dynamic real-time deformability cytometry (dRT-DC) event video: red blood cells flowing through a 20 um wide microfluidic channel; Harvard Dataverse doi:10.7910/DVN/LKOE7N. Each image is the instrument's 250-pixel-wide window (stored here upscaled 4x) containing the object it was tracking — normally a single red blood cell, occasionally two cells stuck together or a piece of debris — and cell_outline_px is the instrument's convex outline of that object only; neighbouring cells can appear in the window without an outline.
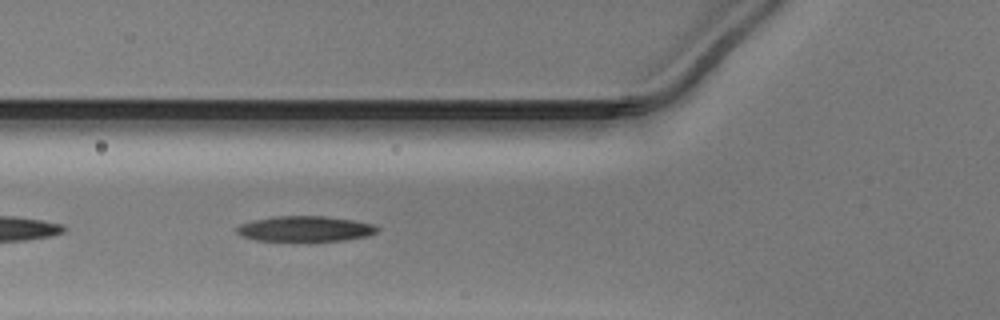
{"species": "Egyptian fruit bat (a non-hibernating species)", "species_latin": "Rousettus aegyptiacus", "temperature_condition": "warm", "stored_images_in_passage": 23, "camera_frame_rate_fps": 3000, "um_per_image_px": 0.085, "animal": {"sex": "male"}, "frame": {"image": 1, "passage_image": 5, "time_ms": 1.333, "image_size_px": [1000, 320], "cell_outline_px": [[380, 228], [376, 232], [364, 236], [344, 240], [256, 240], [244, 236], [236, 232], [236, 228], [240, 224], [252, 220], [276, 216], [324, 216], [352, 220], [376, 224]], "centroid_in_image_um": [25.94, 19.43], "position_along_channel_um": 99.9, "area_um2": 20.46}}
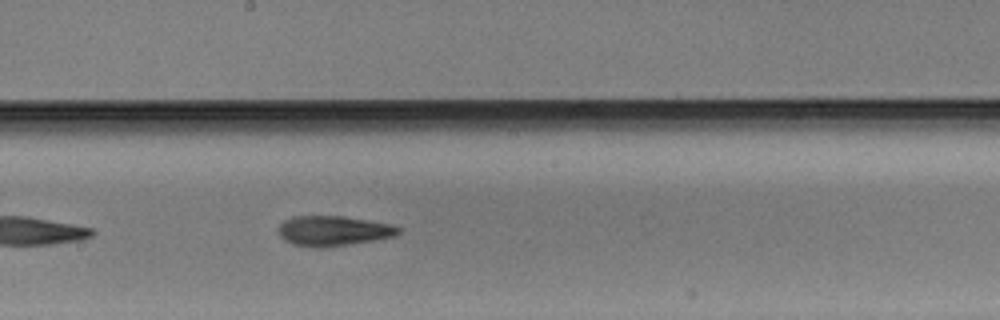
{"frame": {"image": 2, "passage_image": 14, "time_ms": 4.333, "image_size_px": [1000, 320], "cell_outline_px": [[400, 232], [392, 236], [352, 244], [320, 248], [312, 248], [292, 244], [284, 240], [280, 236], [280, 224], [284, 220], [292, 216], [344, 216], [372, 220], [392, 224], [400, 228]], "centroid_in_image_um": [28.32, 19.62], "position_along_channel_um": 219.9, "area_um2": 21.1}}
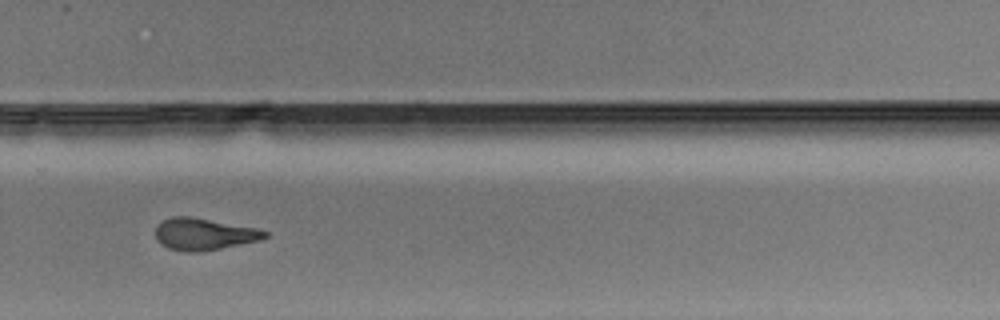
{"frame": {"image": 3, "passage_image": 21, "time_ms": 6.667, "image_size_px": [1000, 320], "cell_outline_px": [[268, 236], [260, 240], [200, 252], [188, 252], [168, 248], [160, 244], [156, 240], [156, 224], [172, 216], [188, 216], [256, 228], [268, 232]], "centroid_in_image_um": [17.29, 19.9], "position_along_channel_um": 312.5, "area_um2": 20.17}}